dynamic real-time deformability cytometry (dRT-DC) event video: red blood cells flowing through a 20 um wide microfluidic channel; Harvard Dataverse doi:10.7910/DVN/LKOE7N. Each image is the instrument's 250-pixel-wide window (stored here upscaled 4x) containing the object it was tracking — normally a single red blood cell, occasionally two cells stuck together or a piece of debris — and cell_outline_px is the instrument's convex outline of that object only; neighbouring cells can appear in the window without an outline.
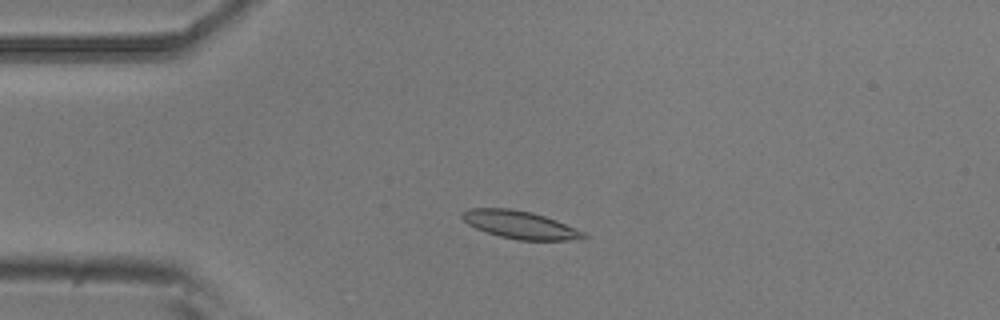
{"species": "common noctule bat (a hibernating species)", "species_latin": "Nyctalus noctula", "temperature_condition": "room temperature", "stored_images_in_passage": 53, "camera_frame_rate_fps": 3000, "um_per_image_px": 0.085, "animal": {"sex": "male", "body_mass_g": 20.5, "forearm_length_mm": 52.5}, "frame": {"image": 1, "passage_image": 11, "time_ms": 3.333, "image_size_px": [1000, 320], "cell_outline_px": [[588, 236], [584, 240], [520, 240], [500, 236], [476, 228], [468, 224], [460, 216], [460, 212], [468, 208], [508, 208], [532, 212], [556, 220], [576, 228], [584, 232]], "centroid_in_image_um": [44.22, 19.1], "position_along_channel_um": 40.8, "area_um2": 19.71}}
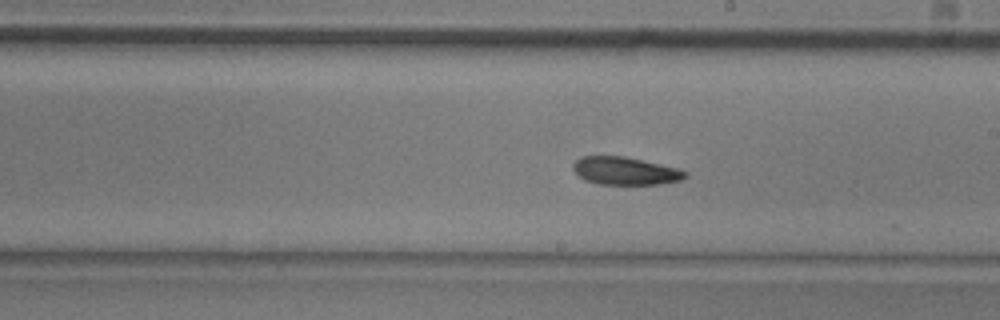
{"frame": {"image": 2, "passage_image": 29, "time_ms": 9.333, "image_size_px": [1000, 320], "cell_outline_px": [[688, 176], [680, 180], [660, 184], [596, 184], [584, 180], [572, 168], [572, 164], [580, 156], [624, 156], [676, 168], [688, 172]], "centroid_in_image_um": [53.11, 14.53], "position_along_channel_um": 235.9, "area_um2": 18.09}}
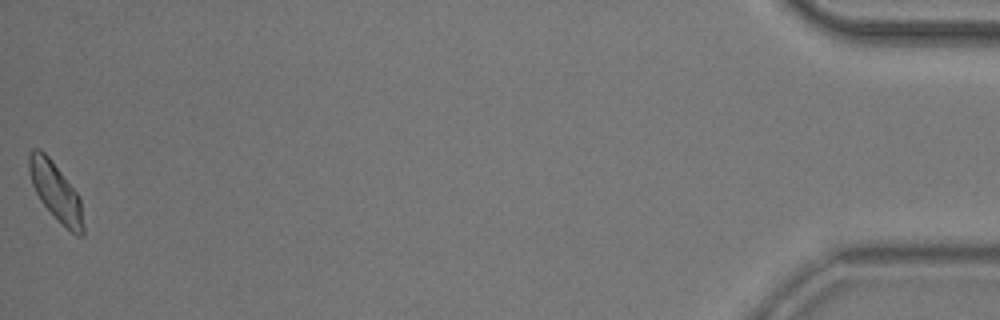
{"frame": {"image": 3, "passage_image": 53, "time_ms": 17.333, "image_size_px": [1000, 320], "cell_outline_px": [[84, 236], [76, 236], [40, 200], [32, 184], [28, 168], [28, 156], [32, 148], [40, 148], [48, 156], [80, 196], [84, 228]], "centroid_in_image_um": [4.74, 16.25], "position_along_channel_um": 430.5, "area_um2": 17.98}, "authors_computed_cell_mechanics": {"area_um2": 18.785, "velocity_mm_per_s": 3.6558, "shape_relaxation_time_tau1_ms": 3.6102, "shape_relaxation_time_tau2_ms": 4.4475, "deformation_change_tau1": 0.1031, "deformation_change_tau2": 0.1027}}